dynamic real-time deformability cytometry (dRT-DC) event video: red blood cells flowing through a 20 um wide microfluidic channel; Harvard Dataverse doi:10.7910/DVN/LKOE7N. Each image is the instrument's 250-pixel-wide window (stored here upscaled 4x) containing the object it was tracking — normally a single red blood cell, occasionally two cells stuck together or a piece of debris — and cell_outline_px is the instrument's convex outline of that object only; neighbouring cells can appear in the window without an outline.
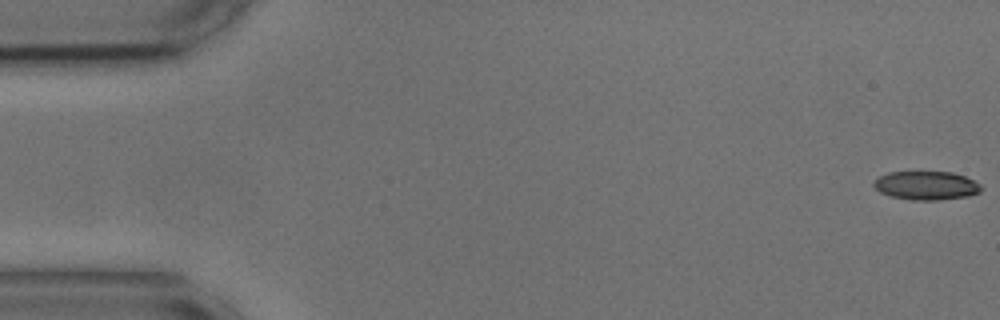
{"species": "common noctule bat (a hibernating species)", "species_latin": "Nyctalus noctula", "temperature_condition": "cold", "stored_images_in_passage": 54, "camera_frame_rate_fps": 3000, "um_per_image_px": 0.085, "animal": {"sex": "male", "body_mass_g": 17.9, "forearm_length_mm": 54.2}, "frame": {"image": 1, "passage_image": 1, "time_ms": 0.0, "image_size_px": [1000, 320], "cell_outline_px": [[984, 188], [980, 192], [968, 196], [936, 200], [912, 200], [892, 196], [880, 192], [872, 184], [880, 176], [888, 172], [952, 172], [964, 176], [980, 184]], "centroid_in_image_um": [78.75, 15.77], "position_along_channel_um": 6.2, "area_um2": 17.8}}
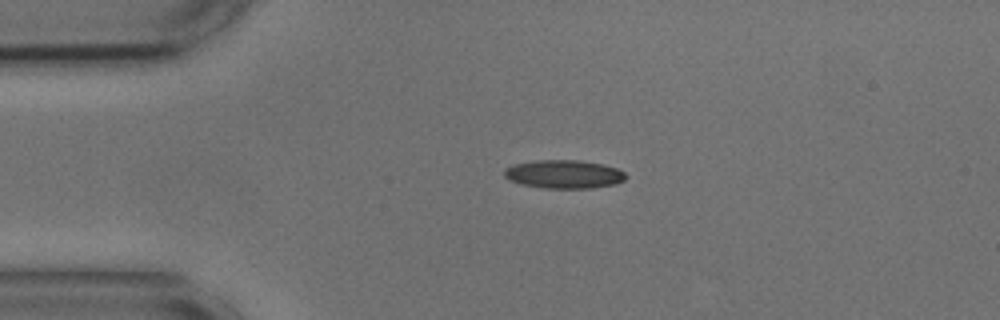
{"frame": {"image": 2, "passage_image": 12, "time_ms": 3.667, "image_size_px": [1000, 320], "cell_outline_px": [[628, 176], [624, 180], [612, 184], [592, 188], [544, 188], [520, 184], [504, 176], [504, 168], [512, 164], [536, 160], [580, 160], [604, 164], [616, 168], [624, 172]], "centroid_in_image_um": [47.92, 14.79], "position_along_channel_um": 37.1, "area_um2": 20.17}}
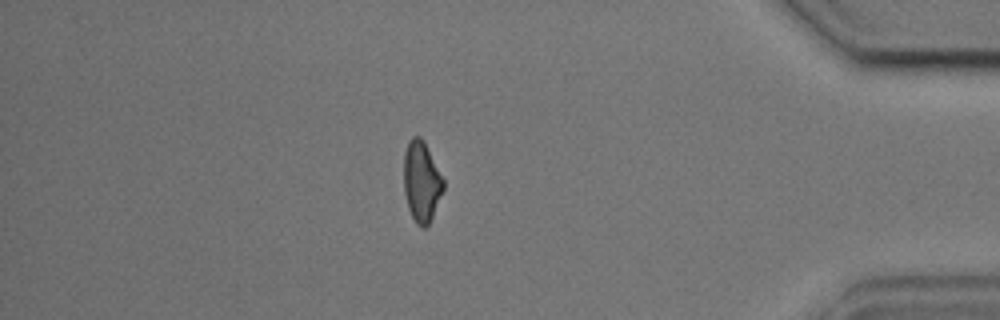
{"frame": {"image": 3, "passage_image": 47, "time_ms": 15.333, "image_size_px": [1000, 320], "cell_outline_px": [[444, 188], [432, 216], [428, 224], [424, 228], [420, 228], [416, 224], [408, 208], [404, 192], [404, 152], [408, 140], [412, 136], [420, 136], [424, 140], [444, 180]], "centroid_in_image_um": [35.81, 15.41], "position_along_channel_um": 399.4, "area_um2": 18.61}, "authors_computed_cell_mechanics": {"area_um2": 19.3052, "velocity_mm_per_s": 3.6782, "shape_relaxation_time_tau1_ms": 3.3886, "shape_relaxation_time_tau2_ms": 6.1077, "deformation_change_tau1": 0.1271, "deformation_change_tau2": 0.1439}}